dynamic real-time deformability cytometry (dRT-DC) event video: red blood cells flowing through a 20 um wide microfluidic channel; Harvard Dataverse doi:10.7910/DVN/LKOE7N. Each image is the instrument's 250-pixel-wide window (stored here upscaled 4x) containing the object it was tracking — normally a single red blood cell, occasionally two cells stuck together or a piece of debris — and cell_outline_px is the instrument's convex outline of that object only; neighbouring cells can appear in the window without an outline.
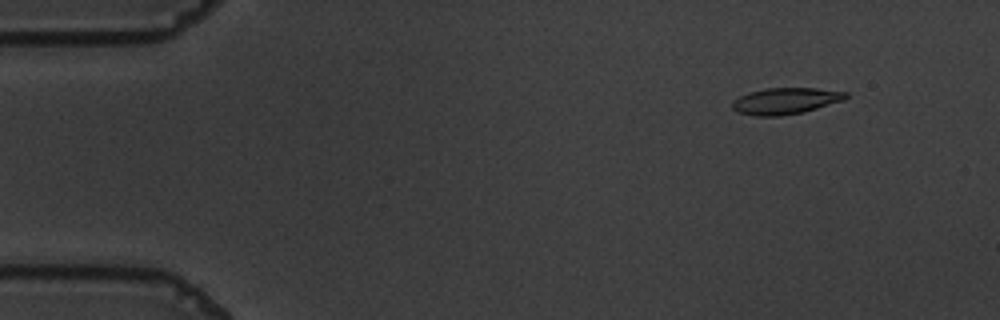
{"species": "common noctule bat (a hibernating species)", "species_latin": "Nyctalus noctula", "temperature_condition": "warm", "stored_images_in_passage": 12, "camera_frame_rate_fps": 3000, "um_per_image_px": 0.085, "animal": {"sex": "male", "body_mass_g": 19.5, "forearm_length_mm": 54.6}, "frame": {"image": 1, "passage_image": 6, "time_ms": 1.667, "image_size_px": [1000, 320], "cell_outline_px": [[848, 96], [844, 100], [804, 112], [780, 116], [756, 116], [736, 112], [732, 108], [732, 100], [748, 92], [764, 88], [816, 88], [848, 92]], "centroid_in_image_um": [66.75, 8.58], "position_along_channel_um": 18.3, "area_um2": 17.63}}